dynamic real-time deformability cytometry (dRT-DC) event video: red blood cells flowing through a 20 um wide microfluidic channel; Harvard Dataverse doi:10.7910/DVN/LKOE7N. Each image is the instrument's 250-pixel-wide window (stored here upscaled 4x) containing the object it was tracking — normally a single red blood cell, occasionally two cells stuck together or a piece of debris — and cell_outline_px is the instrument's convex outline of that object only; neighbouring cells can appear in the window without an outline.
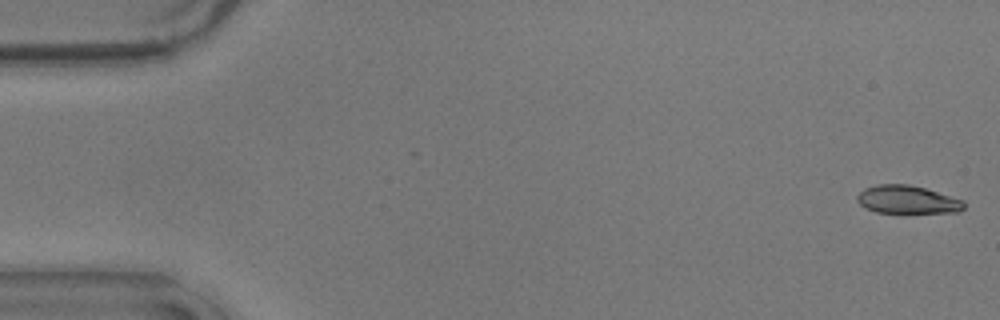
{"species": "common noctule bat (a hibernating species)", "species_latin": "Nyctalus noctula", "temperature_condition": "warm", "stored_images_in_passage": 56, "camera_frame_rate_fps": 3000, "um_per_image_px": 0.085, "animal": {"sex": "male", "body_mass_g": 17.9}, "frame": {"image": 1, "passage_image": 1, "time_ms": 0.0, "image_size_px": [1000, 320], "cell_outline_px": [[964, 208], [960, 212], [876, 212], [864, 208], [856, 200], [856, 196], [864, 188], [876, 184], [908, 184], [924, 188], [964, 200]], "centroid_in_image_um": [77.09, 16.96], "position_along_channel_um": 7.9, "area_um2": 17.4}}
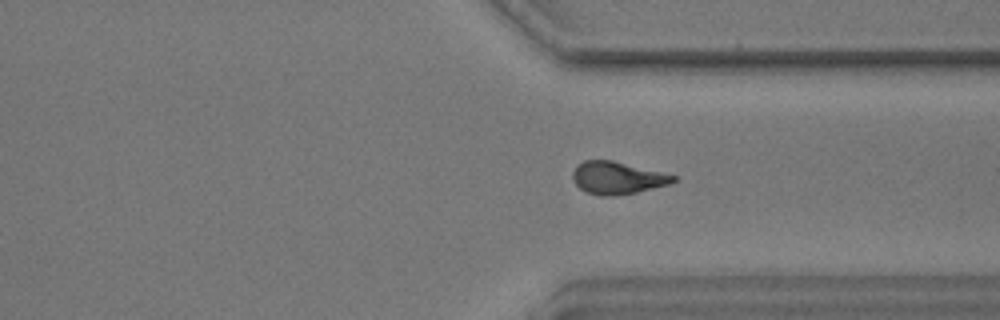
{"frame": {"image": 2, "passage_image": 42, "time_ms": 13.667, "image_size_px": [1000, 320], "cell_outline_px": [[676, 180], [668, 184], [636, 192], [616, 196], [600, 196], [588, 192], [580, 188], [572, 180], [572, 172], [576, 164], [584, 160], [612, 160], [676, 176]], "centroid_in_image_um": [52.41, 15.12], "position_along_channel_um": 359.0, "area_um2": 18.84}}
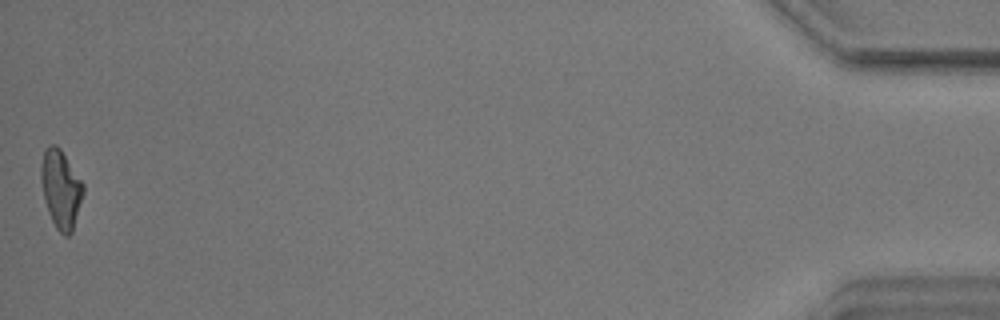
{"frame": {"image": 3, "passage_image": 56, "time_ms": 18.333, "image_size_px": [1000, 320], "cell_outline_px": [[84, 192], [72, 232], [68, 236], [64, 236], [56, 228], [48, 212], [44, 200], [40, 180], [40, 168], [44, 148], [48, 144], [56, 144], [60, 148], [84, 184]], "centroid_in_image_um": [5.15, 16.04], "position_along_channel_um": 430.0, "area_um2": 19.42}, "authors_computed_cell_mechanics": {"area_um2": 18.9295, "velocity_mm_per_s": 3.5677, "shape_relaxation_time_tau1_ms": 7.3608, "shape_relaxation_time_tau2_ms": 1.9595, "deformation_change_tau1": 0.2253, "deformation_change_tau2": 0.1056}}